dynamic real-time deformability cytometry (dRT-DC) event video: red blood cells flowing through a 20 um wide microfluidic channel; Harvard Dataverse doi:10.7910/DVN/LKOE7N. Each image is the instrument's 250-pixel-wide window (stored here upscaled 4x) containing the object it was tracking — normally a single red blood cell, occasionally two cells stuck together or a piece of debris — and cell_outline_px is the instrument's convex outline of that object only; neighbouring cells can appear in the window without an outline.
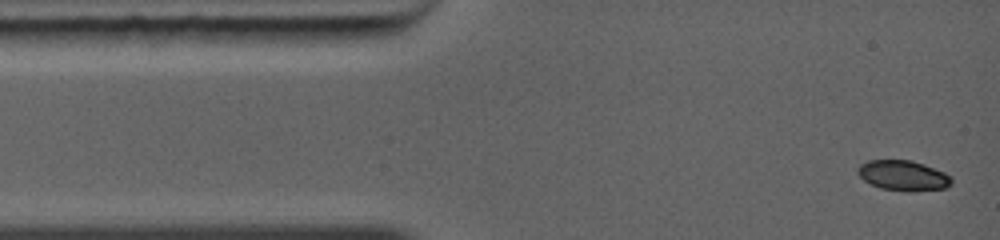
{"species": "common noctule bat (a hibernating species)", "species_latin": "Nyctalus noctula", "temperature_condition": "warm", "stored_images_in_passage": 6, "camera_frame_rate_fps": 5000, "um_per_image_px": 0.085, "animal": {"sex": "female", "body_mass_g": 19.0, "forearm_length_mm": 56.7}, "frame": {"image": 1, "passage_image": 1, "time_ms": 0.0, "image_size_px": [1000, 240], "cell_outline_px": [[952, 184], [944, 188], [912, 192], [880, 188], [864, 180], [856, 172], [856, 168], [860, 164], [868, 160], [912, 160], [924, 164], [944, 172], [952, 176]], "centroid_in_image_um": [76.77, 14.91], "position_along_channel_um": 8.2, "area_um2": 16.65}}
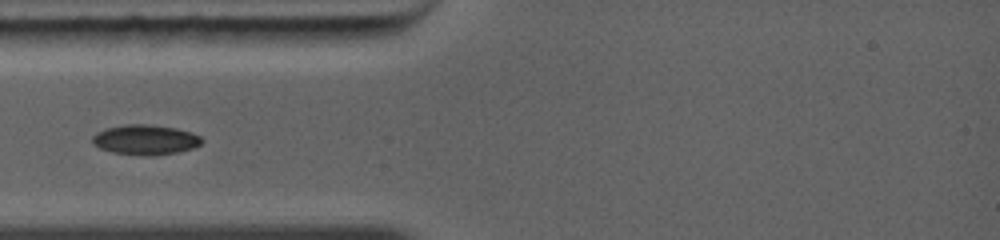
{"frame": {"image": 2, "passage_image": 4, "time_ms": 2.8, "image_size_px": [1000, 240], "cell_outline_px": [[204, 140], [200, 144], [192, 148], [176, 152], [156, 156], [148, 156], [112, 152], [100, 148], [92, 144], [92, 136], [96, 132], [104, 128], [124, 124], [148, 124], [176, 128], [192, 132], [200, 136]], "centroid_in_image_um": [12.33, 11.87], "position_along_channel_um": 72.7, "area_um2": 19.31}}
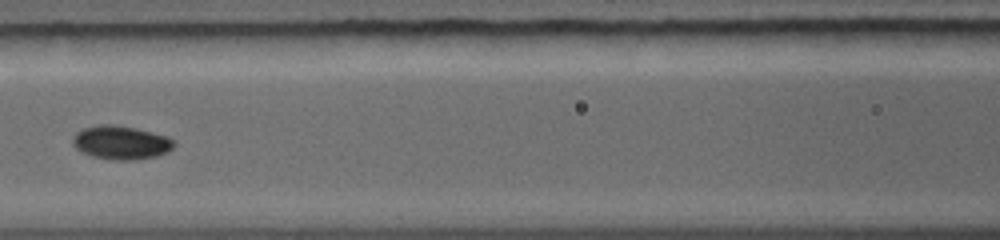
{"frame": {"image": 3, "passage_image": 6, "time_ms": 4.6, "image_size_px": [1000, 240], "cell_outline_px": [[176, 144], [168, 152], [156, 156], [132, 160], [112, 160], [92, 156], [76, 148], [72, 144], [72, 136], [76, 132], [84, 128], [96, 124], [116, 124], [136, 128], [168, 136]], "centroid_in_image_um": [10.27, 12.1], "position_along_channel_um": 156.3, "area_um2": 20.0}}